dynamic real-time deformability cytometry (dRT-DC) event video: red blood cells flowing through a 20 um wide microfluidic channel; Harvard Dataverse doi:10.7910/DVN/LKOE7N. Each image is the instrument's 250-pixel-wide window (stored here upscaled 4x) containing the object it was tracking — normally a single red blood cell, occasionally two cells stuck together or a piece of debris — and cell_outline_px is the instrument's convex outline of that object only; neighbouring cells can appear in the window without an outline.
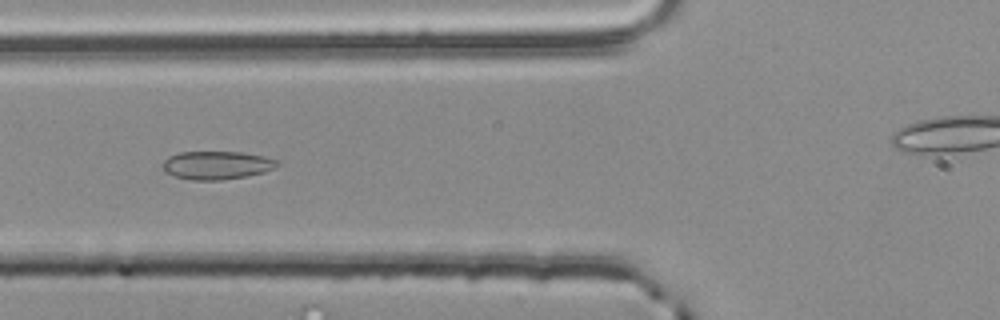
{"species": "common noctule bat (a hibernating species)", "species_latin": "Nyctalus noctula", "temperature_condition": "room temperature", "stored_images_in_passage": 14, "camera_frame_rate_fps": 3000, "um_per_image_px": 0.085, "animal": {"sex": "male", "body_mass_g": 20.4}, "frame": {"image": 1, "passage_image": 5, "time_ms": 1.333, "image_size_px": [1000, 320], "cell_outline_px": [[280, 164], [264, 172], [224, 180], [192, 180], [176, 176], [164, 172], [160, 164], [168, 156], [180, 152], [244, 152], [280, 160]], "centroid_in_image_um": [18.39, 14.04], "position_along_channel_um": 107.4, "area_um2": 18.96}}
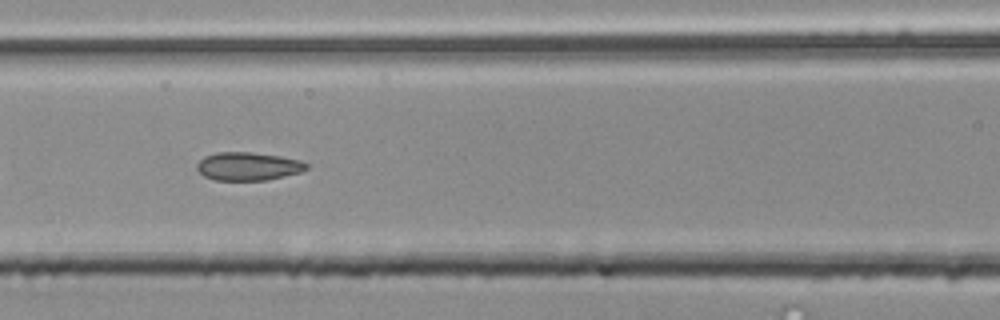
{"frame": {"image": 2, "passage_image": 8, "time_ms": 2.333, "image_size_px": [1000, 320], "cell_outline_px": [[308, 168], [300, 172], [268, 180], [216, 180], [204, 176], [196, 168], [196, 164], [204, 156], [216, 152], [252, 152], [280, 156], [300, 160], [308, 164]], "centroid_in_image_um": [21.08, 14.13], "position_along_channel_um": 145.5, "area_um2": 18.03}}